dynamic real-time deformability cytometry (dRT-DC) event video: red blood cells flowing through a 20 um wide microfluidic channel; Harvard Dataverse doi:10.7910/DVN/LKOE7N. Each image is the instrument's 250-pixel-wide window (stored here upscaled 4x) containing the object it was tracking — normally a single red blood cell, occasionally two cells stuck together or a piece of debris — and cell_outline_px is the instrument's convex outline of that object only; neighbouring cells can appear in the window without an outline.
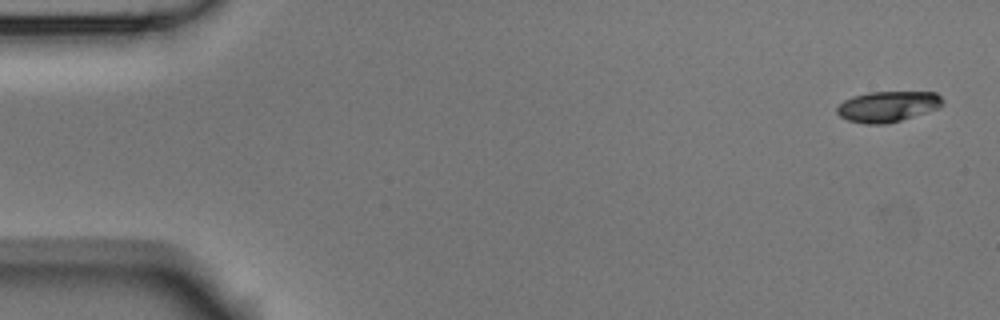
{"species": "Egyptian fruit bat (a non-hibernating species)", "species_latin": "Rousettus aegyptiacus", "temperature_condition": "room temperature", "stored_images_in_passage": 5, "camera_frame_rate_fps": 3000, "um_per_image_px": 0.085, "animal": {"sex": "male"}, "frame": {"image": 1, "passage_image": 1, "time_ms": 0.0, "image_size_px": [1000, 320], "cell_outline_px": [[944, 104], [940, 108], [900, 120], [884, 124], [868, 124], [848, 120], [840, 116], [836, 112], [836, 108], [844, 100], [852, 96], [868, 92], [936, 92], [944, 100]], "centroid_in_image_um": [75.47, 9.04], "position_along_channel_um": 9.5, "area_um2": 18.9}}
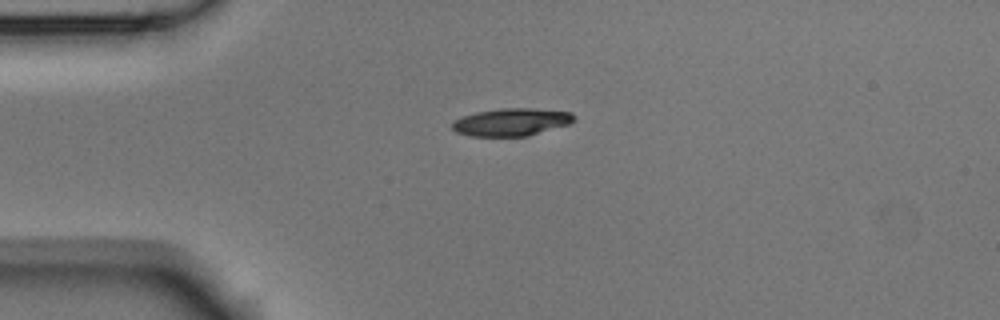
{"frame": {"image": 2, "passage_image": 4, "time_ms": 1.0, "image_size_px": [1000, 320], "cell_outline_px": [[576, 120], [568, 124], [528, 136], [472, 136], [456, 132], [452, 128], [452, 120], [476, 112], [504, 108], [532, 108], [572, 112], [576, 116]], "centroid_in_image_um": [43.48, 10.37], "position_along_channel_um": 41.5, "area_um2": 19.59}}